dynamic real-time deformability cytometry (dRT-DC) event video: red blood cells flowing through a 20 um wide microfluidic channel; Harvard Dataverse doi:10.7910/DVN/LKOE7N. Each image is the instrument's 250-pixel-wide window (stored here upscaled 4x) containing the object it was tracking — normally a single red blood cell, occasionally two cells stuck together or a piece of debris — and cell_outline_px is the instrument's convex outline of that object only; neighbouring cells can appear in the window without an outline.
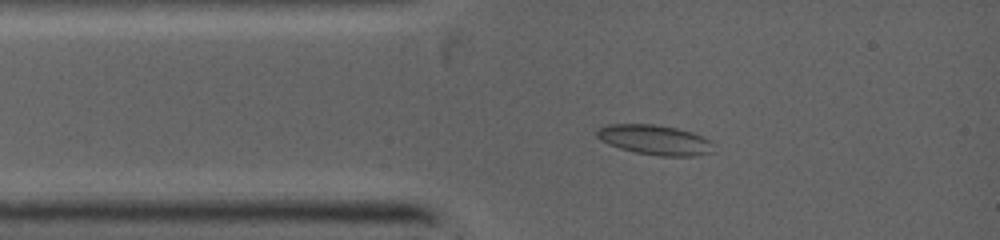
{"species": "common noctule bat (a hibernating species)", "species_latin": "Nyctalus noctula", "temperature_condition": "warm", "stored_images_in_passage": 4, "camera_frame_rate_fps": 5000, "um_per_image_px": 0.085, "animal": {"sex": "female", "body_mass_g": 19.0, "forearm_length_mm": 53.3}, "frame": {"image": 1, "passage_image": 3, "time_ms": 1.2, "image_size_px": [1000, 240], "cell_outline_px": [[708, 152], [692, 156], [660, 156], [636, 152], [620, 148], [608, 144], [600, 140], [596, 136], [596, 132], [600, 128], [612, 124], [656, 124], [676, 128], [692, 132], [708, 140]], "centroid_in_image_um": [55.55, 11.87], "position_along_channel_um": 29.4, "area_um2": 19.71}}